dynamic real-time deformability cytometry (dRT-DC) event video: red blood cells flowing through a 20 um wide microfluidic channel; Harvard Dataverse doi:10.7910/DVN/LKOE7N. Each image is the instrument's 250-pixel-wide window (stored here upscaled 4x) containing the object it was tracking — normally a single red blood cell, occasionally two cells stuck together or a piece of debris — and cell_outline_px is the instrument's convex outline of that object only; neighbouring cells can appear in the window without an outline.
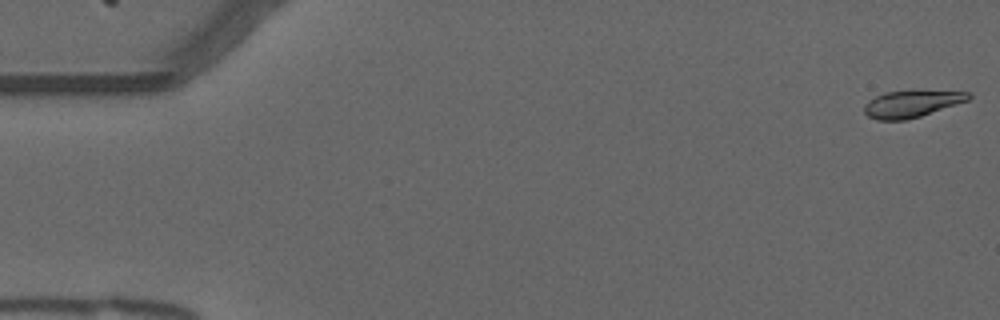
{"species": "common noctule bat (a hibernating species)", "species_latin": "Nyctalus noctula", "temperature_condition": "warm", "stored_images_in_passage": 55, "camera_frame_rate_fps": 3000, "um_per_image_px": 0.085, "animal": {"sex": "male", "forearm_length_mm": 52.5}, "frame": {"image": 1, "passage_image": 1, "time_ms": 0.0, "image_size_px": [1000, 320], "cell_outline_px": [[972, 96], [968, 100], [920, 116], [904, 120], [876, 120], [868, 116], [864, 112], [864, 104], [868, 100], [884, 92], [912, 88], [972, 92]], "centroid_in_image_um": [77.5, 8.76], "position_along_channel_um": 7.5, "area_um2": 17.05}}
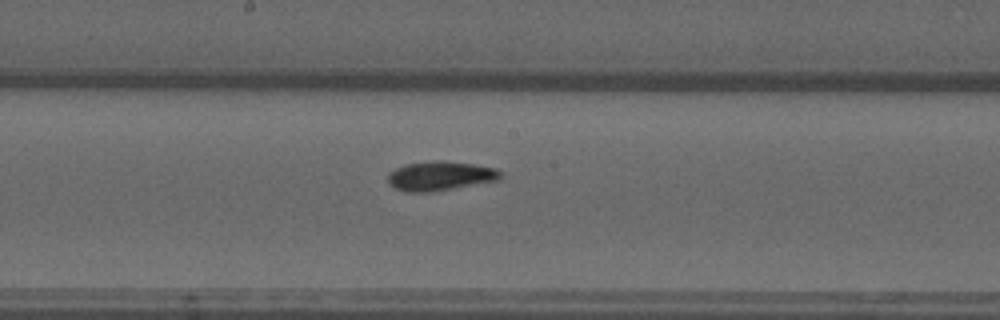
{"frame": {"image": 2, "passage_image": 29, "time_ms": 9.333, "image_size_px": [1000, 320], "cell_outline_px": [[504, 176], [500, 180], [432, 192], [404, 192], [388, 184], [388, 172], [404, 164], [432, 160], [440, 160], [472, 164], [496, 168]], "centroid_in_image_um": [37.4, 14.95], "position_along_channel_um": 210.8, "area_um2": 19.48}}
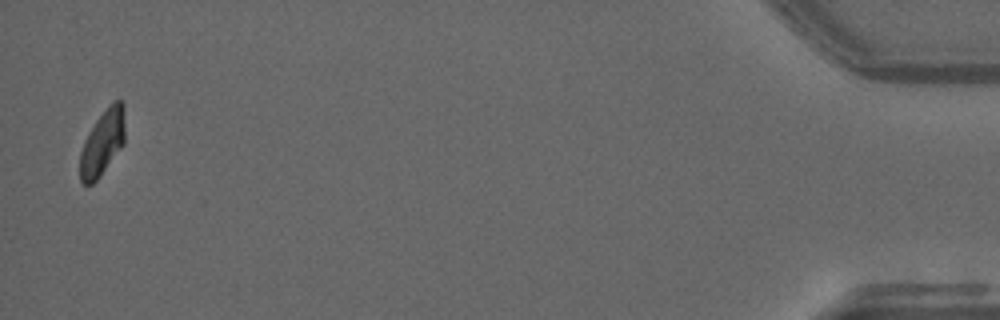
{"frame": {"image": 3, "passage_image": 54, "time_ms": 17.667, "image_size_px": [1000, 320], "cell_outline_px": [[124, 144], [100, 176], [92, 184], [84, 184], [80, 180], [80, 152], [84, 140], [88, 132], [96, 120], [112, 100], [120, 100], [124, 104]], "centroid_in_image_um": [8.71, 12.11], "position_along_channel_um": 426.5, "area_um2": 17.17}, "authors_computed_cell_mechanics": {"area_um2": 18.207, "velocity_mm_per_s": 3.726, "shape_relaxation_time_tau1_ms": 5.0617, "shape_relaxation_time_tau2_ms": 2.0692, "deformation_change_tau1": 0.1759, "deformation_change_tau2": 0.0703}}